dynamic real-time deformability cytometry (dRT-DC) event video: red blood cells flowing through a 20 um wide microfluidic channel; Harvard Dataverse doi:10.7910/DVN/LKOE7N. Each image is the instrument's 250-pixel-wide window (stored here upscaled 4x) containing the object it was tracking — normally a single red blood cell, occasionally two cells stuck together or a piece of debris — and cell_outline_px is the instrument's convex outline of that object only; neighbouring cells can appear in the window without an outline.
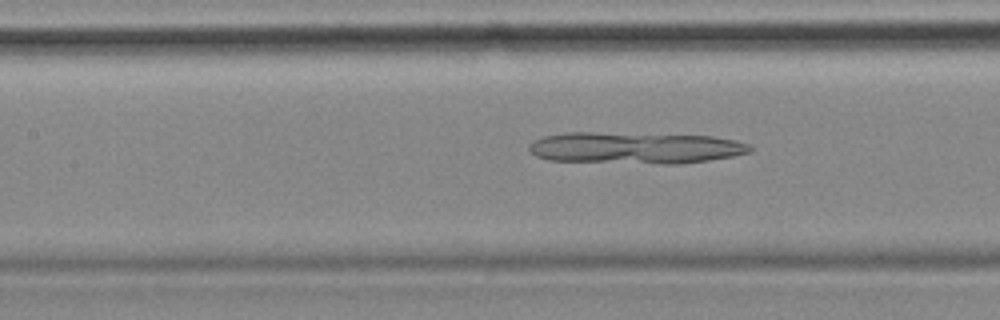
{"species": "common noctule bat (a hibernating species)", "species_latin": "Nyctalus noctula", "temperature_condition": "cold", "stored_images_in_passage": 52, "camera_frame_rate_fps": 3000, "um_per_image_px": 0.085, "animal": {"sex": "female", "body_mass_g": 18.4}, "frame": {"image": 1, "passage_image": 21, "time_ms": 6.667, "image_size_px": [1000, 320], "cell_outline_px": [[752, 148], [748, 152], [732, 156], [708, 160], [676, 164], [660, 164], [548, 160], [536, 156], [528, 148], [528, 144], [532, 140], [544, 136], [564, 132], [592, 132], [712, 136], [736, 140], [748, 144]], "centroid_in_image_um": [53.93, 12.56], "position_along_channel_um": 153.5, "area_um2": 40.75}}
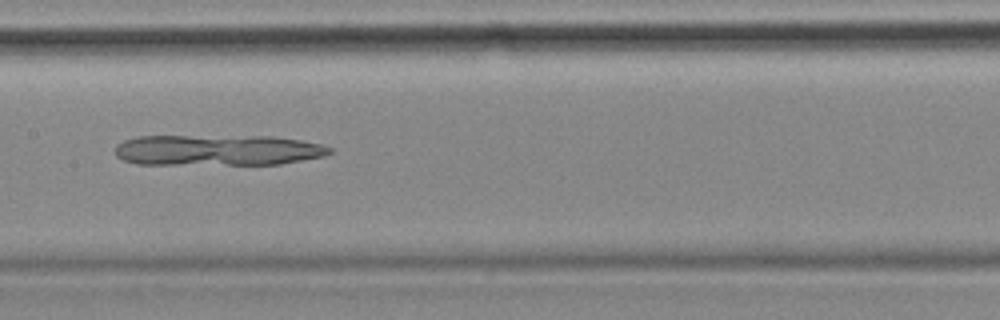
{"frame": {"image": 2, "passage_image": 24, "time_ms": 7.667, "image_size_px": [1000, 320], "cell_outline_px": [[332, 152], [324, 156], [280, 164], [136, 164], [124, 160], [116, 156], [116, 144], [124, 140], [136, 136], [272, 136], [300, 140], [320, 144], [332, 148]], "centroid_in_image_um": [18.48, 12.76], "position_along_channel_um": 188.9, "area_um2": 38.67}}
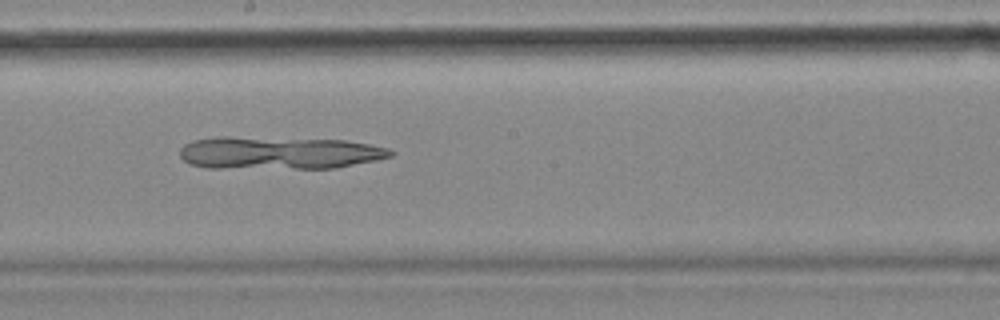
{"frame": {"image": 3, "passage_image": 27, "time_ms": 8.667, "image_size_px": [1000, 320], "cell_outline_px": [[396, 152], [392, 156], [376, 160], [336, 168], [208, 168], [188, 164], [180, 156], [180, 148], [184, 144], [192, 140], [216, 136], [228, 136], [344, 140], [368, 144], [388, 148]], "centroid_in_image_um": [23.67, 12.99], "position_along_channel_um": 224.5, "area_um2": 40.52}}